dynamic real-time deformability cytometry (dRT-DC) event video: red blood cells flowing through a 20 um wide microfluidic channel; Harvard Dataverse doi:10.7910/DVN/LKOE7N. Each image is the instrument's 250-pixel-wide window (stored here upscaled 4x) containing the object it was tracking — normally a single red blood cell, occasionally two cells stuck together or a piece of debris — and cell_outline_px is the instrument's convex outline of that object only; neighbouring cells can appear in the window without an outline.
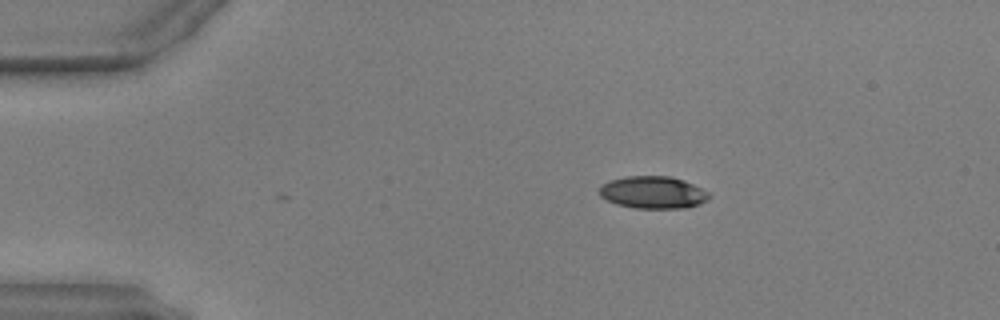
{"species": "common noctule bat (a hibernating species)", "species_latin": "Nyctalus noctula", "temperature_condition": "warm", "stored_images_in_passage": 43, "camera_frame_rate_fps": 3000, "um_per_image_px": 0.085, "animal": {"sex": "male", "body_mass_g": 17.9, "forearm_length_mm": 54.2}, "frame": {"image": 1, "passage_image": 1, "time_ms": 0.0, "image_size_px": [1000, 320], "cell_outline_px": [[704, 196], [696, 204], [672, 208], [644, 208], [620, 204], [608, 200], [600, 192], [600, 188], [604, 184], [616, 180], [636, 176], [664, 176], [680, 180], [696, 188]], "centroid_in_image_um": [55.36, 16.35], "position_along_channel_um": 29.6, "area_um2": 18.5}}
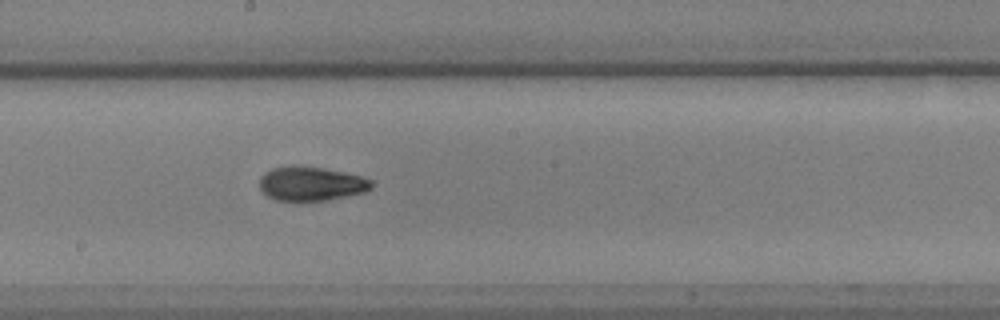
{"frame": {"image": 2, "passage_image": 20, "time_ms": 6.333, "image_size_px": [1000, 320], "cell_outline_px": [[372, 184], [368, 188], [356, 192], [316, 200], [284, 200], [272, 196], [260, 184], [264, 176], [268, 172], [280, 168], [312, 168], [356, 176], [368, 180]], "centroid_in_image_um": [26.41, 15.63], "position_along_channel_um": 221.8, "area_um2": 19.19}}
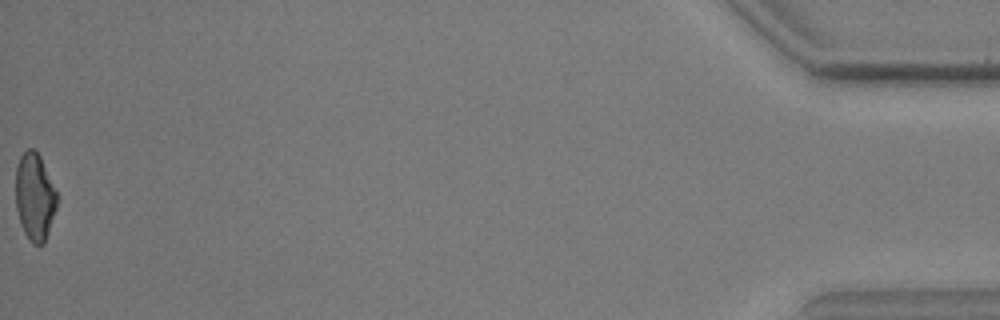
{"frame": {"image": 3, "passage_image": 43, "time_ms": 14.0, "image_size_px": [1000, 320], "cell_outline_px": [[56, 204], [44, 240], [40, 244], [36, 244], [28, 236], [20, 220], [16, 204], [16, 172], [20, 160], [24, 152], [28, 148], [32, 148], [36, 152], [56, 192]], "centroid_in_image_um": [2.92, 16.69], "position_along_channel_um": 432.3, "area_um2": 19.36}, "authors_computed_cell_mechanics": {"area_um2": 19.363, "velocity_mm_per_s": 3.9827, "shape_relaxation_time_tau1_ms": 7.3204, "shape_relaxation_time_tau2_ms": 3.1049, "deformation_change_tau1": 0.2482, "deformation_change_tau2": 0.0817}}